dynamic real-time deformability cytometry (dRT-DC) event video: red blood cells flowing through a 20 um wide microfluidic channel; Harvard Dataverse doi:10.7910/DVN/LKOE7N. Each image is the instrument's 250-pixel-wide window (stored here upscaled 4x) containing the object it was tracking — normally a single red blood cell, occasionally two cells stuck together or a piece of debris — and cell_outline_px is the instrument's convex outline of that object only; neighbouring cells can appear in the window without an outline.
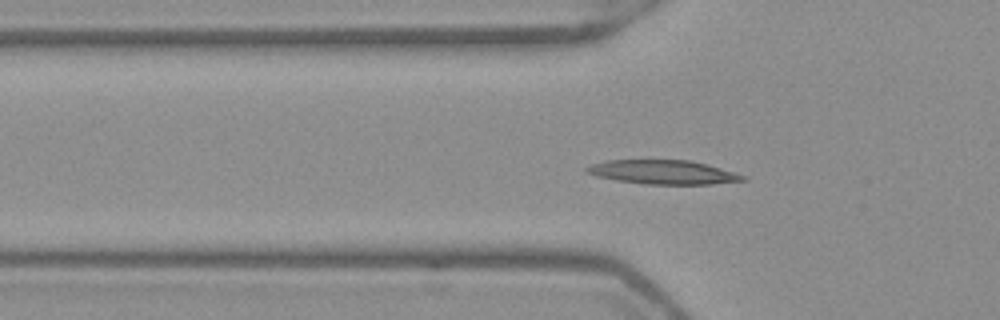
{"species": "Egyptian fruit bat (a non-hibernating species)", "species_latin": "Rousettus aegyptiacus", "temperature_condition": "warm", "stored_images_in_passage": 53, "camera_frame_rate_fps": 3000, "um_per_image_px": 0.085, "frame": {"image": 1, "passage_image": 17, "time_ms": 5.333, "image_size_px": [1000, 320], "cell_outline_px": [[748, 180], [712, 184], [644, 184], [616, 180], [596, 176], [584, 172], [584, 168], [592, 164], [608, 160], [692, 160], [708, 164], [748, 176]], "centroid_in_image_um": [56.39, 14.63], "position_along_channel_um": 69.4, "area_um2": 22.08}}
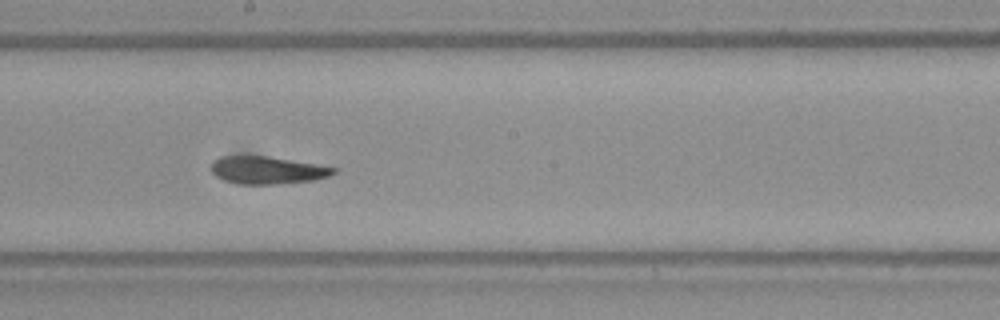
{"frame": {"image": 2, "passage_image": 29, "time_ms": 9.333, "image_size_px": [1000, 320], "cell_outline_px": [[336, 172], [328, 176], [316, 180], [276, 184], [240, 184], [224, 180], [216, 176], [208, 168], [212, 160], [220, 156], [268, 156], [336, 168]], "centroid_in_image_um": [22.65, 14.46], "position_along_channel_um": 225.6, "area_um2": 19.65}}
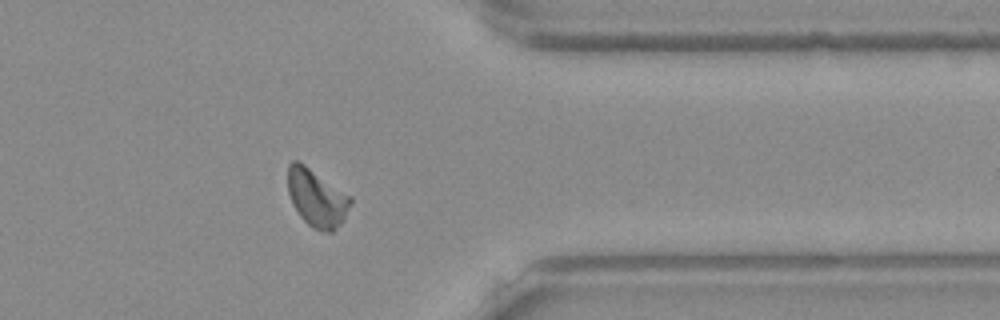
{"frame": {"image": 3, "passage_image": 42, "time_ms": 13.667, "image_size_px": [1000, 320], "cell_outline_px": [[352, 200], [344, 220], [332, 232], [320, 232], [312, 228], [300, 216], [292, 204], [288, 192], [288, 164], [292, 160], [296, 160], [304, 164], [352, 196]], "centroid_in_image_um": [26.93, 16.84], "position_along_channel_um": 384.5, "area_um2": 21.15}, "authors_computed_cell_mechanics": {"area_um2": 20.3456, "velocity_mm_per_s": 3.9035, "shape_relaxation_time_tau1_ms": 7.4737, "shape_relaxation_time_tau2_ms": 3.4936, "deformation_change_tau1": 0.1789, "deformation_change_tau2": 0.0911}}